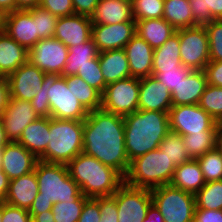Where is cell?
<instances>
[{
    "label": "cell",
    "mask_w": 222,
    "mask_h": 222,
    "mask_svg": "<svg viewBox=\"0 0 222 222\" xmlns=\"http://www.w3.org/2000/svg\"><path fill=\"white\" fill-rule=\"evenodd\" d=\"M83 122L82 152L125 177L130 161L125 147L124 117L100 108L90 111Z\"/></svg>",
    "instance_id": "cell-1"
},
{
    "label": "cell",
    "mask_w": 222,
    "mask_h": 222,
    "mask_svg": "<svg viewBox=\"0 0 222 222\" xmlns=\"http://www.w3.org/2000/svg\"><path fill=\"white\" fill-rule=\"evenodd\" d=\"M125 147L131 162L159 147L170 132L166 112L137 110L124 116Z\"/></svg>",
    "instance_id": "cell-2"
},
{
    "label": "cell",
    "mask_w": 222,
    "mask_h": 222,
    "mask_svg": "<svg viewBox=\"0 0 222 222\" xmlns=\"http://www.w3.org/2000/svg\"><path fill=\"white\" fill-rule=\"evenodd\" d=\"M67 168L86 198L110 197L124 183V177L117 170L84 152L71 160Z\"/></svg>",
    "instance_id": "cell-3"
},
{
    "label": "cell",
    "mask_w": 222,
    "mask_h": 222,
    "mask_svg": "<svg viewBox=\"0 0 222 222\" xmlns=\"http://www.w3.org/2000/svg\"><path fill=\"white\" fill-rule=\"evenodd\" d=\"M83 130V121L50 117V141L39 161L67 165L83 150Z\"/></svg>",
    "instance_id": "cell-4"
},
{
    "label": "cell",
    "mask_w": 222,
    "mask_h": 222,
    "mask_svg": "<svg viewBox=\"0 0 222 222\" xmlns=\"http://www.w3.org/2000/svg\"><path fill=\"white\" fill-rule=\"evenodd\" d=\"M176 166L158 148L130 162L124 182L127 185L152 190L170 184Z\"/></svg>",
    "instance_id": "cell-5"
},
{
    "label": "cell",
    "mask_w": 222,
    "mask_h": 222,
    "mask_svg": "<svg viewBox=\"0 0 222 222\" xmlns=\"http://www.w3.org/2000/svg\"><path fill=\"white\" fill-rule=\"evenodd\" d=\"M39 193L36 198L57 202L76 201L82 192L70 177L66 164L45 163L38 161L35 166Z\"/></svg>",
    "instance_id": "cell-6"
},
{
    "label": "cell",
    "mask_w": 222,
    "mask_h": 222,
    "mask_svg": "<svg viewBox=\"0 0 222 222\" xmlns=\"http://www.w3.org/2000/svg\"><path fill=\"white\" fill-rule=\"evenodd\" d=\"M151 191L152 203L164 222H193L196 204L193 194L166 184Z\"/></svg>",
    "instance_id": "cell-7"
},
{
    "label": "cell",
    "mask_w": 222,
    "mask_h": 222,
    "mask_svg": "<svg viewBox=\"0 0 222 222\" xmlns=\"http://www.w3.org/2000/svg\"><path fill=\"white\" fill-rule=\"evenodd\" d=\"M140 79L128 77L106 85L101 108L107 112L126 116L138 110Z\"/></svg>",
    "instance_id": "cell-8"
},
{
    "label": "cell",
    "mask_w": 222,
    "mask_h": 222,
    "mask_svg": "<svg viewBox=\"0 0 222 222\" xmlns=\"http://www.w3.org/2000/svg\"><path fill=\"white\" fill-rule=\"evenodd\" d=\"M170 131L181 136L216 133V121L198 104L172 106L168 112Z\"/></svg>",
    "instance_id": "cell-9"
},
{
    "label": "cell",
    "mask_w": 222,
    "mask_h": 222,
    "mask_svg": "<svg viewBox=\"0 0 222 222\" xmlns=\"http://www.w3.org/2000/svg\"><path fill=\"white\" fill-rule=\"evenodd\" d=\"M117 204L118 222H143L152 204L151 191L125 182L111 196Z\"/></svg>",
    "instance_id": "cell-10"
},
{
    "label": "cell",
    "mask_w": 222,
    "mask_h": 222,
    "mask_svg": "<svg viewBox=\"0 0 222 222\" xmlns=\"http://www.w3.org/2000/svg\"><path fill=\"white\" fill-rule=\"evenodd\" d=\"M180 57L183 66L203 70L210 62L209 42L204 26L179 29Z\"/></svg>",
    "instance_id": "cell-11"
},
{
    "label": "cell",
    "mask_w": 222,
    "mask_h": 222,
    "mask_svg": "<svg viewBox=\"0 0 222 222\" xmlns=\"http://www.w3.org/2000/svg\"><path fill=\"white\" fill-rule=\"evenodd\" d=\"M50 104V117L60 120L84 121L88 111L68 88L63 76H59L47 92Z\"/></svg>",
    "instance_id": "cell-12"
},
{
    "label": "cell",
    "mask_w": 222,
    "mask_h": 222,
    "mask_svg": "<svg viewBox=\"0 0 222 222\" xmlns=\"http://www.w3.org/2000/svg\"><path fill=\"white\" fill-rule=\"evenodd\" d=\"M69 49L52 37L40 39L30 50L28 61L46 74H62Z\"/></svg>",
    "instance_id": "cell-13"
},
{
    "label": "cell",
    "mask_w": 222,
    "mask_h": 222,
    "mask_svg": "<svg viewBox=\"0 0 222 222\" xmlns=\"http://www.w3.org/2000/svg\"><path fill=\"white\" fill-rule=\"evenodd\" d=\"M45 74L27 61L7 77L10 97L31 101L35 95L41 92Z\"/></svg>",
    "instance_id": "cell-14"
},
{
    "label": "cell",
    "mask_w": 222,
    "mask_h": 222,
    "mask_svg": "<svg viewBox=\"0 0 222 222\" xmlns=\"http://www.w3.org/2000/svg\"><path fill=\"white\" fill-rule=\"evenodd\" d=\"M2 123L10 142H17L24 129L39 118L30 101L9 97L8 105L3 111Z\"/></svg>",
    "instance_id": "cell-15"
},
{
    "label": "cell",
    "mask_w": 222,
    "mask_h": 222,
    "mask_svg": "<svg viewBox=\"0 0 222 222\" xmlns=\"http://www.w3.org/2000/svg\"><path fill=\"white\" fill-rule=\"evenodd\" d=\"M136 34V22L92 25V38L99 52L124 49Z\"/></svg>",
    "instance_id": "cell-16"
},
{
    "label": "cell",
    "mask_w": 222,
    "mask_h": 222,
    "mask_svg": "<svg viewBox=\"0 0 222 222\" xmlns=\"http://www.w3.org/2000/svg\"><path fill=\"white\" fill-rule=\"evenodd\" d=\"M4 32L28 51L40 40L36 22L30 10H15L5 14Z\"/></svg>",
    "instance_id": "cell-17"
},
{
    "label": "cell",
    "mask_w": 222,
    "mask_h": 222,
    "mask_svg": "<svg viewBox=\"0 0 222 222\" xmlns=\"http://www.w3.org/2000/svg\"><path fill=\"white\" fill-rule=\"evenodd\" d=\"M92 37V21L89 16L74 14L58 17L54 38L66 47L80 45Z\"/></svg>",
    "instance_id": "cell-18"
},
{
    "label": "cell",
    "mask_w": 222,
    "mask_h": 222,
    "mask_svg": "<svg viewBox=\"0 0 222 222\" xmlns=\"http://www.w3.org/2000/svg\"><path fill=\"white\" fill-rule=\"evenodd\" d=\"M39 159L19 142H9L2 151V171L9 180L33 172Z\"/></svg>",
    "instance_id": "cell-19"
},
{
    "label": "cell",
    "mask_w": 222,
    "mask_h": 222,
    "mask_svg": "<svg viewBox=\"0 0 222 222\" xmlns=\"http://www.w3.org/2000/svg\"><path fill=\"white\" fill-rule=\"evenodd\" d=\"M171 107V92L155 76L140 79L138 110L168 113Z\"/></svg>",
    "instance_id": "cell-20"
},
{
    "label": "cell",
    "mask_w": 222,
    "mask_h": 222,
    "mask_svg": "<svg viewBox=\"0 0 222 222\" xmlns=\"http://www.w3.org/2000/svg\"><path fill=\"white\" fill-rule=\"evenodd\" d=\"M130 77L145 78L152 75L154 49L140 36L135 34L124 47Z\"/></svg>",
    "instance_id": "cell-21"
},
{
    "label": "cell",
    "mask_w": 222,
    "mask_h": 222,
    "mask_svg": "<svg viewBox=\"0 0 222 222\" xmlns=\"http://www.w3.org/2000/svg\"><path fill=\"white\" fill-rule=\"evenodd\" d=\"M90 18L92 25L136 22L131 0H99Z\"/></svg>",
    "instance_id": "cell-22"
},
{
    "label": "cell",
    "mask_w": 222,
    "mask_h": 222,
    "mask_svg": "<svg viewBox=\"0 0 222 222\" xmlns=\"http://www.w3.org/2000/svg\"><path fill=\"white\" fill-rule=\"evenodd\" d=\"M208 82L203 70H191L171 92L172 106L199 104Z\"/></svg>",
    "instance_id": "cell-23"
},
{
    "label": "cell",
    "mask_w": 222,
    "mask_h": 222,
    "mask_svg": "<svg viewBox=\"0 0 222 222\" xmlns=\"http://www.w3.org/2000/svg\"><path fill=\"white\" fill-rule=\"evenodd\" d=\"M39 193L35 171L10 180L9 189L4 202L9 205L29 210Z\"/></svg>",
    "instance_id": "cell-24"
},
{
    "label": "cell",
    "mask_w": 222,
    "mask_h": 222,
    "mask_svg": "<svg viewBox=\"0 0 222 222\" xmlns=\"http://www.w3.org/2000/svg\"><path fill=\"white\" fill-rule=\"evenodd\" d=\"M29 51L0 31V77H8L28 61Z\"/></svg>",
    "instance_id": "cell-25"
},
{
    "label": "cell",
    "mask_w": 222,
    "mask_h": 222,
    "mask_svg": "<svg viewBox=\"0 0 222 222\" xmlns=\"http://www.w3.org/2000/svg\"><path fill=\"white\" fill-rule=\"evenodd\" d=\"M49 136L50 117H39L24 129L17 142L39 158L46 151Z\"/></svg>",
    "instance_id": "cell-26"
},
{
    "label": "cell",
    "mask_w": 222,
    "mask_h": 222,
    "mask_svg": "<svg viewBox=\"0 0 222 222\" xmlns=\"http://www.w3.org/2000/svg\"><path fill=\"white\" fill-rule=\"evenodd\" d=\"M98 59L106 85L130 77V67L124 49L99 52Z\"/></svg>",
    "instance_id": "cell-27"
},
{
    "label": "cell",
    "mask_w": 222,
    "mask_h": 222,
    "mask_svg": "<svg viewBox=\"0 0 222 222\" xmlns=\"http://www.w3.org/2000/svg\"><path fill=\"white\" fill-rule=\"evenodd\" d=\"M206 181L197 159H191L176 166L170 185L195 195Z\"/></svg>",
    "instance_id": "cell-28"
},
{
    "label": "cell",
    "mask_w": 222,
    "mask_h": 222,
    "mask_svg": "<svg viewBox=\"0 0 222 222\" xmlns=\"http://www.w3.org/2000/svg\"><path fill=\"white\" fill-rule=\"evenodd\" d=\"M175 32L176 29L163 18L136 21V34L153 49L162 46Z\"/></svg>",
    "instance_id": "cell-29"
},
{
    "label": "cell",
    "mask_w": 222,
    "mask_h": 222,
    "mask_svg": "<svg viewBox=\"0 0 222 222\" xmlns=\"http://www.w3.org/2000/svg\"><path fill=\"white\" fill-rule=\"evenodd\" d=\"M179 29L159 48L154 49L152 72L162 69H181Z\"/></svg>",
    "instance_id": "cell-30"
},
{
    "label": "cell",
    "mask_w": 222,
    "mask_h": 222,
    "mask_svg": "<svg viewBox=\"0 0 222 222\" xmlns=\"http://www.w3.org/2000/svg\"><path fill=\"white\" fill-rule=\"evenodd\" d=\"M67 55V62L64 66L61 76L76 75L78 69L90 63V60L99 55L97 46L91 37L88 41L75 46H70Z\"/></svg>",
    "instance_id": "cell-31"
},
{
    "label": "cell",
    "mask_w": 222,
    "mask_h": 222,
    "mask_svg": "<svg viewBox=\"0 0 222 222\" xmlns=\"http://www.w3.org/2000/svg\"><path fill=\"white\" fill-rule=\"evenodd\" d=\"M163 19L176 30L195 27L189 0H164Z\"/></svg>",
    "instance_id": "cell-32"
},
{
    "label": "cell",
    "mask_w": 222,
    "mask_h": 222,
    "mask_svg": "<svg viewBox=\"0 0 222 222\" xmlns=\"http://www.w3.org/2000/svg\"><path fill=\"white\" fill-rule=\"evenodd\" d=\"M63 77L66 80L68 88H71L76 99H78L88 112L101 108L102 94L98 90L88 85L77 75Z\"/></svg>",
    "instance_id": "cell-33"
},
{
    "label": "cell",
    "mask_w": 222,
    "mask_h": 222,
    "mask_svg": "<svg viewBox=\"0 0 222 222\" xmlns=\"http://www.w3.org/2000/svg\"><path fill=\"white\" fill-rule=\"evenodd\" d=\"M194 197L196 208L222 210V180L205 183Z\"/></svg>",
    "instance_id": "cell-34"
},
{
    "label": "cell",
    "mask_w": 222,
    "mask_h": 222,
    "mask_svg": "<svg viewBox=\"0 0 222 222\" xmlns=\"http://www.w3.org/2000/svg\"><path fill=\"white\" fill-rule=\"evenodd\" d=\"M158 149L163 151L175 166H179L184 162L191 160L183 145L182 136L172 131L165 136Z\"/></svg>",
    "instance_id": "cell-35"
},
{
    "label": "cell",
    "mask_w": 222,
    "mask_h": 222,
    "mask_svg": "<svg viewBox=\"0 0 222 222\" xmlns=\"http://www.w3.org/2000/svg\"><path fill=\"white\" fill-rule=\"evenodd\" d=\"M182 138L191 159H197L215 148L216 133H194L184 135Z\"/></svg>",
    "instance_id": "cell-36"
},
{
    "label": "cell",
    "mask_w": 222,
    "mask_h": 222,
    "mask_svg": "<svg viewBox=\"0 0 222 222\" xmlns=\"http://www.w3.org/2000/svg\"><path fill=\"white\" fill-rule=\"evenodd\" d=\"M197 161L206 183L222 180V154L216 148L207 151Z\"/></svg>",
    "instance_id": "cell-37"
},
{
    "label": "cell",
    "mask_w": 222,
    "mask_h": 222,
    "mask_svg": "<svg viewBox=\"0 0 222 222\" xmlns=\"http://www.w3.org/2000/svg\"><path fill=\"white\" fill-rule=\"evenodd\" d=\"M216 122L222 120V87L208 84L198 104Z\"/></svg>",
    "instance_id": "cell-38"
},
{
    "label": "cell",
    "mask_w": 222,
    "mask_h": 222,
    "mask_svg": "<svg viewBox=\"0 0 222 222\" xmlns=\"http://www.w3.org/2000/svg\"><path fill=\"white\" fill-rule=\"evenodd\" d=\"M81 195L76 201L57 202L52 207L55 222H78L84 202L87 200Z\"/></svg>",
    "instance_id": "cell-39"
},
{
    "label": "cell",
    "mask_w": 222,
    "mask_h": 222,
    "mask_svg": "<svg viewBox=\"0 0 222 222\" xmlns=\"http://www.w3.org/2000/svg\"><path fill=\"white\" fill-rule=\"evenodd\" d=\"M135 21L163 18L164 0H131Z\"/></svg>",
    "instance_id": "cell-40"
},
{
    "label": "cell",
    "mask_w": 222,
    "mask_h": 222,
    "mask_svg": "<svg viewBox=\"0 0 222 222\" xmlns=\"http://www.w3.org/2000/svg\"><path fill=\"white\" fill-rule=\"evenodd\" d=\"M32 18L36 22L37 35L40 39L54 37L58 17L40 6L30 9Z\"/></svg>",
    "instance_id": "cell-41"
},
{
    "label": "cell",
    "mask_w": 222,
    "mask_h": 222,
    "mask_svg": "<svg viewBox=\"0 0 222 222\" xmlns=\"http://www.w3.org/2000/svg\"><path fill=\"white\" fill-rule=\"evenodd\" d=\"M76 75L82 78V80H84L88 85L98 90L101 94L104 93L106 84L98 56L90 60V63L84 65L81 69H78Z\"/></svg>",
    "instance_id": "cell-42"
},
{
    "label": "cell",
    "mask_w": 222,
    "mask_h": 222,
    "mask_svg": "<svg viewBox=\"0 0 222 222\" xmlns=\"http://www.w3.org/2000/svg\"><path fill=\"white\" fill-rule=\"evenodd\" d=\"M59 76L57 74H45L41 92L30 101L39 117H50V104L47 92Z\"/></svg>",
    "instance_id": "cell-43"
},
{
    "label": "cell",
    "mask_w": 222,
    "mask_h": 222,
    "mask_svg": "<svg viewBox=\"0 0 222 222\" xmlns=\"http://www.w3.org/2000/svg\"><path fill=\"white\" fill-rule=\"evenodd\" d=\"M204 27L208 35L210 61H222V20H213Z\"/></svg>",
    "instance_id": "cell-44"
},
{
    "label": "cell",
    "mask_w": 222,
    "mask_h": 222,
    "mask_svg": "<svg viewBox=\"0 0 222 222\" xmlns=\"http://www.w3.org/2000/svg\"><path fill=\"white\" fill-rule=\"evenodd\" d=\"M190 71L189 67L183 66L181 69H162V72H152V75L172 92L186 78Z\"/></svg>",
    "instance_id": "cell-45"
},
{
    "label": "cell",
    "mask_w": 222,
    "mask_h": 222,
    "mask_svg": "<svg viewBox=\"0 0 222 222\" xmlns=\"http://www.w3.org/2000/svg\"><path fill=\"white\" fill-rule=\"evenodd\" d=\"M39 6L57 17L75 14L72 0H40Z\"/></svg>",
    "instance_id": "cell-46"
},
{
    "label": "cell",
    "mask_w": 222,
    "mask_h": 222,
    "mask_svg": "<svg viewBox=\"0 0 222 222\" xmlns=\"http://www.w3.org/2000/svg\"><path fill=\"white\" fill-rule=\"evenodd\" d=\"M2 222H32L28 210L2 202Z\"/></svg>",
    "instance_id": "cell-47"
},
{
    "label": "cell",
    "mask_w": 222,
    "mask_h": 222,
    "mask_svg": "<svg viewBox=\"0 0 222 222\" xmlns=\"http://www.w3.org/2000/svg\"><path fill=\"white\" fill-rule=\"evenodd\" d=\"M100 222H118L116 201L110 197L99 198Z\"/></svg>",
    "instance_id": "cell-48"
},
{
    "label": "cell",
    "mask_w": 222,
    "mask_h": 222,
    "mask_svg": "<svg viewBox=\"0 0 222 222\" xmlns=\"http://www.w3.org/2000/svg\"><path fill=\"white\" fill-rule=\"evenodd\" d=\"M99 198H88L83 205V209L78 222H100Z\"/></svg>",
    "instance_id": "cell-49"
},
{
    "label": "cell",
    "mask_w": 222,
    "mask_h": 222,
    "mask_svg": "<svg viewBox=\"0 0 222 222\" xmlns=\"http://www.w3.org/2000/svg\"><path fill=\"white\" fill-rule=\"evenodd\" d=\"M203 71L208 84L222 87V61H210Z\"/></svg>",
    "instance_id": "cell-50"
},
{
    "label": "cell",
    "mask_w": 222,
    "mask_h": 222,
    "mask_svg": "<svg viewBox=\"0 0 222 222\" xmlns=\"http://www.w3.org/2000/svg\"><path fill=\"white\" fill-rule=\"evenodd\" d=\"M192 8L193 20L195 26H205L211 23L213 20L204 13L203 0H189Z\"/></svg>",
    "instance_id": "cell-51"
},
{
    "label": "cell",
    "mask_w": 222,
    "mask_h": 222,
    "mask_svg": "<svg viewBox=\"0 0 222 222\" xmlns=\"http://www.w3.org/2000/svg\"><path fill=\"white\" fill-rule=\"evenodd\" d=\"M193 222H222V210L196 208Z\"/></svg>",
    "instance_id": "cell-52"
},
{
    "label": "cell",
    "mask_w": 222,
    "mask_h": 222,
    "mask_svg": "<svg viewBox=\"0 0 222 222\" xmlns=\"http://www.w3.org/2000/svg\"><path fill=\"white\" fill-rule=\"evenodd\" d=\"M75 14L91 17L99 0H72Z\"/></svg>",
    "instance_id": "cell-53"
},
{
    "label": "cell",
    "mask_w": 222,
    "mask_h": 222,
    "mask_svg": "<svg viewBox=\"0 0 222 222\" xmlns=\"http://www.w3.org/2000/svg\"><path fill=\"white\" fill-rule=\"evenodd\" d=\"M204 13L212 20H222V0H203Z\"/></svg>",
    "instance_id": "cell-54"
},
{
    "label": "cell",
    "mask_w": 222,
    "mask_h": 222,
    "mask_svg": "<svg viewBox=\"0 0 222 222\" xmlns=\"http://www.w3.org/2000/svg\"><path fill=\"white\" fill-rule=\"evenodd\" d=\"M53 203L45 198H35L28 212L30 214H40L52 210Z\"/></svg>",
    "instance_id": "cell-55"
},
{
    "label": "cell",
    "mask_w": 222,
    "mask_h": 222,
    "mask_svg": "<svg viewBox=\"0 0 222 222\" xmlns=\"http://www.w3.org/2000/svg\"><path fill=\"white\" fill-rule=\"evenodd\" d=\"M10 93L7 77H0V116L8 105Z\"/></svg>",
    "instance_id": "cell-56"
},
{
    "label": "cell",
    "mask_w": 222,
    "mask_h": 222,
    "mask_svg": "<svg viewBox=\"0 0 222 222\" xmlns=\"http://www.w3.org/2000/svg\"><path fill=\"white\" fill-rule=\"evenodd\" d=\"M143 222H164L163 216L153 203L148 208L146 218Z\"/></svg>",
    "instance_id": "cell-57"
},
{
    "label": "cell",
    "mask_w": 222,
    "mask_h": 222,
    "mask_svg": "<svg viewBox=\"0 0 222 222\" xmlns=\"http://www.w3.org/2000/svg\"><path fill=\"white\" fill-rule=\"evenodd\" d=\"M9 178L8 176L0 169V203L4 202L6 195L9 189Z\"/></svg>",
    "instance_id": "cell-58"
},
{
    "label": "cell",
    "mask_w": 222,
    "mask_h": 222,
    "mask_svg": "<svg viewBox=\"0 0 222 222\" xmlns=\"http://www.w3.org/2000/svg\"><path fill=\"white\" fill-rule=\"evenodd\" d=\"M40 0H15V10H30L39 6Z\"/></svg>",
    "instance_id": "cell-59"
},
{
    "label": "cell",
    "mask_w": 222,
    "mask_h": 222,
    "mask_svg": "<svg viewBox=\"0 0 222 222\" xmlns=\"http://www.w3.org/2000/svg\"><path fill=\"white\" fill-rule=\"evenodd\" d=\"M32 222H55L52 210L45 211L40 214H30Z\"/></svg>",
    "instance_id": "cell-60"
},
{
    "label": "cell",
    "mask_w": 222,
    "mask_h": 222,
    "mask_svg": "<svg viewBox=\"0 0 222 222\" xmlns=\"http://www.w3.org/2000/svg\"><path fill=\"white\" fill-rule=\"evenodd\" d=\"M215 148L222 154V120L216 123Z\"/></svg>",
    "instance_id": "cell-61"
},
{
    "label": "cell",
    "mask_w": 222,
    "mask_h": 222,
    "mask_svg": "<svg viewBox=\"0 0 222 222\" xmlns=\"http://www.w3.org/2000/svg\"><path fill=\"white\" fill-rule=\"evenodd\" d=\"M0 8L5 13L15 11V0H0Z\"/></svg>",
    "instance_id": "cell-62"
},
{
    "label": "cell",
    "mask_w": 222,
    "mask_h": 222,
    "mask_svg": "<svg viewBox=\"0 0 222 222\" xmlns=\"http://www.w3.org/2000/svg\"><path fill=\"white\" fill-rule=\"evenodd\" d=\"M10 141L7 139L3 123H2V118L0 116V149H3Z\"/></svg>",
    "instance_id": "cell-63"
},
{
    "label": "cell",
    "mask_w": 222,
    "mask_h": 222,
    "mask_svg": "<svg viewBox=\"0 0 222 222\" xmlns=\"http://www.w3.org/2000/svg\"><path fill=\"white\" fill-rule=\"evenodd\" d=\"M5 12L0 8V31L4 29Z\"/></svg>",
    "instance_id": "cell-64"
},
{
    "label": "cell",
    "mask_w": 222,
    "mask_h": 222,
    "mask_svg": "<svg viewBox=\"0 0 222 222\" xmlns=\"http://www.w3.org/2000/svg\"><path fill=\"white\" fill-rule=\"evenodd\" d=\"M2 151L3 149H0V169L2 167Z\"/></svg>",
    "instance_id": "cell-65"
},
{
    "label": "cell",
    "mask_w": 222,
    "mask_h": 222,
    "mask_svg": "<svg viewBox=\"0 0 222 222\" xmlns=\"http://www.w3.org/2000/svg\"><path fill=\"white\" fill-rule=\"evenodd\" d=\"M0 222H2V203H0Z\"/></svg>",
    "instance_id": "cell-66"
}]
</instances>
